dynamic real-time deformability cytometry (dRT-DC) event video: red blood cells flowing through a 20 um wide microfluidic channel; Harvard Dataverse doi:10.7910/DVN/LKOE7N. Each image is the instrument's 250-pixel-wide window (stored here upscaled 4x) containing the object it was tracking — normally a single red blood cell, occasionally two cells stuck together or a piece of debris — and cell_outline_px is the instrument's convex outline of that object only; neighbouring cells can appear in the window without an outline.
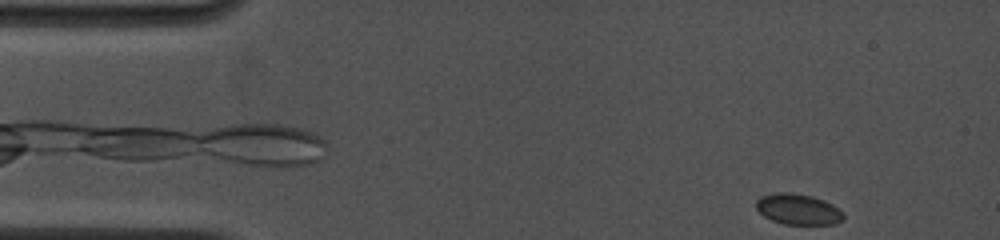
{"species": "common noctule bat (a hibernating species)", "species_latin": "Nyctalus noctula", "temperature_condition": "cold", "stored_images_in_passage": 27, "camera_frame_rate_fps": 4500, "um_per_image_px": 0.085, "animal": {"sex": "female", "body_mass_g": 19.0, "forearm_length_mm": 53.3}, "frame": {"image": 1, "passage_image": 1, "time_ms": 0.0, "image_size_px": [1000, 240], "cell_outline_px": [[844, 220], [836, 224], [784, 224], [772, 220], [764, 216], [756, 208], [756, 200], [760, 196], [780, 192], [792, 192], [812, 196], [824, 200], [832, 204], [844, 212]], "centroid_in_image_um": [67.86, 17.78], "position_along_channel_um": 17.1, "area_um2": 15.78}}
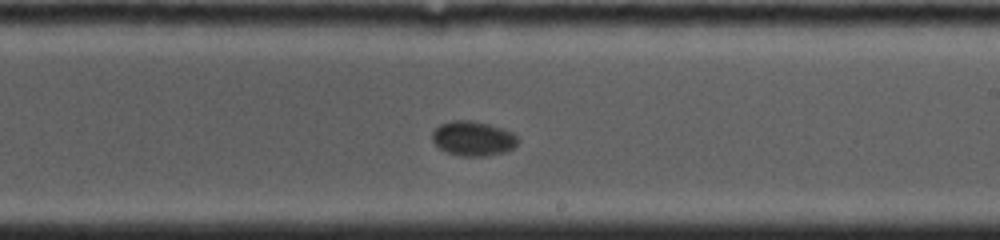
{"frame": {"image": 2, "passage_image": 16, "time_ms": 8.667, "image_size_px": [1000, 240], "cell_outline_px": [[520, 140], [512, 148], [504, 152], [484, 156], [460, 156], [448, 152], [440, 148], [432, 140], [432, 132], [440, 124], [452, 120], [472, 120], [488, 124], [512, 132]], "centroid_in_image_um": [40.2, 11.76], "position_along_channel_um": 248.8, "area_um2": 17.17}}
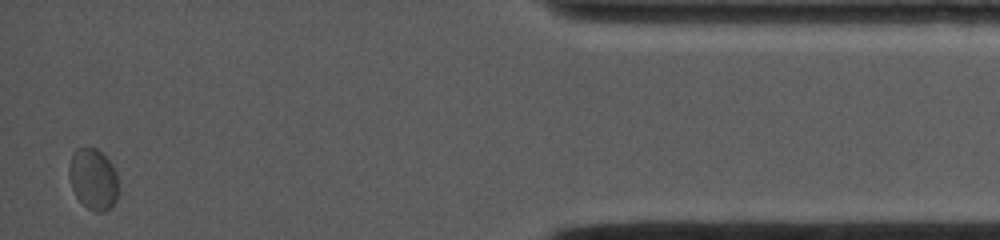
{"frame": {"image": 3, "passage_image": 27, "time_ms": 14.889, "image_size_px": [1000, 240], "cell_outline_px": [[116, 200], [104, 212], [92, 212], [76, 196], [72, 188], [68, 176], [68, 164], [72, 152], [76, 148], [96, 148], [112, 164], [116, 172]], "centroid_in_image_um": [7.87, 15.2], "position_along_channel_um": 427.3, "area_um2": 17.46}, "authors_computed_cell_mechanics": {"area_um2": 16.473, "velocity_mm_per_s": 3.7149, "shape_relaxation_time_tau1_ms": 2.6722, "shape_relaxation_time_tau2_ms": null, "deformation_change_tau1": 0.0715, "deformation_change_tau2": null}}